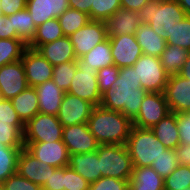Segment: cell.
Listing matches in <instances>:
<instances>
[{
  "label": "cell",
  "mask_w": 190,
  "mask_h": 190,
  "mask_svg": "<svg viewBox=\"0 0 190 190\" xmlns=\"http://www.w3.org/2000/svg\"><path fill=\"white\" fill-rule=\"evenodd\" d=\"M146 93L133 66L119 68L116 81L102 94L100 106L120 111L133 121Z\"/></svg>",
  "instance_id": "1"
},
{
  "label": "cell",
  "mask_w": 190,
  "mask_h": 190,
  "mask_svg": "<svg viewBox=\"0 0 190 190\" xmlns=\"http://www.w3.org/2000/svg\"><path fill=\"white\" fill-rule=\"evenodd\" d=\"M87 124L99 145L126 144L133 127V121L120 111L102 106L94 107Z\"/></svg>",
  "instance_id": "2"
},
{
  "label": "cell",
  "mask_w": 190,
  "mask_h": 190,
  "mask_svg": "<svg viewBox=\"0 0 190 190\" xmlns=\"http://www.w3.org/2000/svg\"><path fill=\"white\" fill-rule=\"evenodd\" d=\"M142 24H148L160 37L163 29L183 20L187 13L176 0H151L136 11Z\"/></svg>",
  "instance_id": "3"
},
{
  "label": "cell",
  "mask_w": 190,
  "mask_h": 190,
  "mask_svg": "<svg viewBox=\"0 0 190 190\" xmlns=\"http://www.w3.org/2000/svg\"><path fill=\"white\" fill-rule=\"evenodd\" d=\"M126 147L133 167H148L157 161L167 148L149 128L132 127Z\"/></svg>",
  "instance_id": "4"
},
{
  "label": "cell",
  "mask_w": 190,
  "mask_h": 190,
  "mask_svg": "<svg viewBox=\"0 0 190 190\" xmlns=\"http://www.w3.org/2000/svg\"><path fill=\"white\" fill-rule=\"evenodd\" d=\"M102 177L129 180L133 172V163L125 144L99 145L97 150Z\"/></svg>",
  "instance_id": "5"
},
{
  "label": "cell",
  "mask_w": 190,
  "mask_h": 190,
  "mask_svg": "<svg viewBox=\"0 0 190 190\" xmlns=\"http://www.w3.org/2000/svg\"><path fill=\"white\" fill-rule=\"evenodd\" d=\"M75 62L77 70L67 92L94 106H100L102 95L98 89L97 70L86 67V63L80 58H77Z\"/></svg>",
  "instance_id": "6"
},
{
  "label": "cell",
  "mask_w": 190,
  "mask_h": 190,
  "mask_svg": "<svg viewBox=\"0 0 190 190\" xmlns=\"http://www.w3.org/2000/svg\"><path fill=\"white\" fill-rule=\"evenodd\" d=\"M133 67L146 92L164 93L169 75L162 66L160 57L142 54Z\"/></svg>",
  "instance_id": "7"
},
{
  "label": "cell",
  "mask_w": 190,
  "mask_h": 190,
  "mask_svg": "<svg viewBox=\"0 0 190 190\" xmlns=\"http://www.w3.org/2000/svg\"><path fill=\"white\" fill-rule=\"evenodd\" d=\"M63 126L55 115L38 113L25 124L23 142L62 140Z\"/></svg>",
  "instance_id": "8"
},
{
  "label": "cell",
  "mask_w": 190,
  "mask_h": 190,
  "mask_svg": "<svg viewBox=\"0 0 190 190\" xmlns=\"http://www.w3.org/2000/svg\"><path fill=\"white\" fill-rule=\"evenodd\" d=\"M170 113L164 93L147 92L133 126L151 129Z\"/></svg>",
  "instance_id": "9"
},
{
  "label": "cell",
  "mask_w": 190,
  "mask_h": 190,
  "mask_svg": "<svg viewBox=\"0 0 190 190\" xmlns=\"http://www.w3.org/2000/svg\"><path fill=\"white\" fill-rule=\"evenodd\" d=\"M24 148L40 162L59 168L67 167L70 154L62 140L53 142H23Z\"/></svg>",
  "instance_id": "10"
},
{
  "label": "cell",
  "mask_w": 190,
  "mask_h": 190,
  "mask_svg": "<svg viewBox=\"0 0 190 190\" xmlns=\"http://www.w3.org/2000/svg\"><path fill=\"white\" fill-rule=\"evenodd\" d=\"M68 37L74 47L76 58L82 57L108 38L104 21L97 20H90Z\"/></svg>",
  "instance_id": "11"
},
{
  "label": "cell",
  "mask_w": 190,
  "mask_h": 190,
  "mask_svg": "<svg viewBox=\"0 0 190 190\" xmlns=\"http://www.w3.org/2000/svg\"><path fill=\"white\" fill-rule=\"evenodd\" d=\"M94 107L92 103L65 92L57 119L63 127L87 123Z\"/></svg>",
  "instance_id": "12"
},
{
  "label": "cell",
  "mask_w": 190,
  "mask_h": 190,
  "mask_svg": "<svg viewBox=\"0 0 190 190\" xmlns=\"http://www.w3.org/2000/svg\"><path fill=\"white\" fill-rule=\"evenodd\" d=\"M62 141L70 155L92 153L99 146L87 123L63 127Z\"/></svg>",
  "instance_id": "13"
},
{
  "label": "cell",
  "mask_w": 190,
  "mask_h": 190,
  "mask_svg": "<svg viewBox=\"0 0 190 190\" xmlns=\"http://www.w3.org/2000/svg\"><path fill=\"white\" fill-rule=\"evenodd\" d=\"M21 60L28 86L36 87L52 79L54 66L37 50L27 47Z\"/></svg>",
  "instance_id": "14"
},
{
  "label": "cell",
  "mask_w": 190,
  "mask_h": 190,
  "mask_svg": "<svg viewBox=\"0 0 190 190\" xmlns=\"http://www.w3.org/2000/svg\"><path fill=\"white\" fill-rule=\"evenodd\" d=\"M28 87L22 60L0 67V97L11 100Z\"/></svg>",
  "instance_id": "15"
},
{
  "label": "cell",
  "mask_w": 190,
  "mask_h": 190,
  "mask_svg": "<svg viewBox=\"0 0 190 190\" xmlns=\"http://www.w3.org/2000/svg\"><path fill=\"white\" fill-rule=\"evenodd\" d=\"M108 38L114 65L118 68L133 66L143 54L135 35L110 36Z\"/></svg>",
  "instance_id": "16"
},
{
  "label": "cell",
  "mask_w": 190,
  "mask_h": 190,
  "mask_svg": "<svg viewBox=\"0 0 190 190\" xmlns=\"http://www.w3.org/2000/svg\"><path fill=\"white\" fill-rule=\"evenodd\" d=\"M164 95L170 112H190V79L179 74L169 76Z\"/></svg>",
  "instance_id": "17"
},
{
  "label": "cell",
  "mask_w": 190,
  "mask_h": 190,
  "mask_svg": "<svg viewBox=\"0 0 190 190\" xmlns=\"http://www.w3.org/2000/svg\"><path fill=\"white\" fill-rule=\"evenodd\" d=\"M56 167L40 162L25 148H22L17 158L16 172L29 181L43 187Z\"/></svg>",
  "instance_id": "18"
},
{
  "label": "cell",
  "mask_w": 190,
  "mask_h": 190,
  "mask_svg": "<svg viewBox=\"0 0 190 190\" xmlns=\"http://www.w3.org/2000/svg\"><path fill=\"white\" fill-rule=\"evenodd\" d=\"M68 8V0H27L26 4L36 27L47 20L58 18Z\"/></svg>",
  "instance_id": "19"
},
{
  "label": "cell",
  "mask_w": 190,
  "mask_h": 190,
  "mask_svg": "<svg viewBox=\"0 0 190 190\" xmlns=\"http://www.w3.org/2000/svg\"><path fill=\"white\" fill-rule=\"evenodd\" d=\"M107 37L135 35L136 28L142 23L135 11L120 8L105 21Z\"/></svg>",
  "instance_id": "20"
},
{
  "label": "cell",
  "mask_w": 190,
  "mask_h": 190,
  "mask_svg": "<svg viewBox=\"0 0 190 190\" xmlns=\"http://www.w3.org/2000/svg\"><path fill=\"white\" fill-rule=\"evenodd\" d=\"M34 88L38 97L39 113L57 116L65 92L52 79Z\"/></svg>",
  "instance_id": "21"
},
{
  "label": "cell",
  "mask_w": 190,
  "mask_h": 190,
  "mask_svg": "<svg viewBox=\"0 0 190 190\" xmlns=\"http://www.w3.org/2000/svg\"><path fill=\"white\" fill-rule=\"evenodd\" d=\"M36 50L53 66L77 59L74 47L67 36H63L51 43L42 44Z\"/></svg>",
  "instance_id": "22"
},
{
  "label": "cell",
  "mask_w": 190,
  "mask_h": 190,
  "mask_svg": "<svg viewBox=\"0 0 190 190\" xmlns=\"http://www.w3.org/2000/svg\"><path fill=\"white\" fill-rule=\"evenodd\" d=\"M68 166L81 175L89 184L102 177L97 151L70 155Z\"/></svg>",
  "instance_id": "23"
},
{
  "label": "cell",
  "mask_w": 190,
  "mask_h": 190,
  "mask_svg": "<svg viewBox=\"0 0 190 190\" xmlns=\"http://www.w3.org/2000/svg\"><path fill=\"white\" fill-rule=\"evenodd\" d=\"M135 38L141 47L144 55L160 57L167 42L160 37L148 24H140L136 28Z\"/></svg>",
  "instance_id": "24"
},
{
  "label": "cell",
  "mask_w": 190,
  "mask_h": 190,
  "mask_svg": "<svg viewBox=\"0 0 190 190\" xmlns=\"http://www.w3.org/2000/svg\"><path fill=\"white\" fill-rule=\"evenodd\" d=\"M151 130L167 149L174 150L180 144L177 113L170 112Z\"/></svg>",
  "instance_id": "25"
},
{
  "label": "cell",
  "mask_w": 190,
  "mask_h": 190,
  "mask_svg": "<svg viewBox=\"0 0 190 190\" xmlns=\"http://www.w3.org/2000/svg\"><path fill=\"white\" fill-rule=\"evenodd\" d=\"M129 190H164V179L151 166L133 167Z\"/></svg>",
  "instance_id": "26"
},
{
  "label": "cell",
  "mask_w": 190,
  "mask_h": 190,
  "mask_svg": "<svg viewBox=\"0 0 190 190\" xmlns=\"http://www.w3.org/2000/svg\"><path fill=\"white\" fill-rule=\"evenodd\" d=\"M13 107L24 124L39 113L36 89L28 86L24 91L11 99Z\"/></svg>",
  "instance_id": "27"
},
{
  "label": "cell",
  "mask_w": 190,
  "mask_h": 190,
  "mask_svg": "<svg viewBox=\"0 0 190 190\" xmlns=\"http://www.w3.org/2000/svg\"><path fill=\"white\" fill-rule=\"evenodd\" d=\"M80 59L86 63V67L94 68L97 71L114 65L109 38L97 44L88 53L80 57Z\"/></svg>",
  "instance_id": "28"
},
{
  "label": "cell",
  "mask_w": 190,
  "mask_h": 190,
  "mask_svg": "<svg viewBox=\"0 0 190 190\" xmlns=\"http://www.w3.org/2000/svg\"><path fill=\"white\" fill-rule=\"evenodd\" d=\"M7 17L17 33V39L28 45L33 40L37 28L29 11L25 8Z\"/></svg>",
  "instance_id": "29"
},
{
  "label": "cell",
  "mask_w": 190,
  "mask_h": 190,
  "mask_svg": "<svg viewBox=\"0 0 190 190\" xmlns=\"http://www.w3.org/2000/svg\"><path fill=\"white\" fill-rule=\"evenodd\" d=\"M189 53L188 50L181 48L178 45L167 44L160 56L162 66L166 73L169 76L179 74Z\"/></svg>",
  "instance_id": "30"
},
{
  "label": "cell",
  "mask_w": 190,
  "mask_h": 190,
  "mask_svg": "<svg viewBox=\"0 0 190 190\" xmlns=\"http://www.w3.org/2000/svg\"><path fill=\"white\" fill-rule=\"evenodd\" d=\"M163 30L167 44L178 45L190 52V15Z\"/></svg>",
  "instance_id": "31"
},
{
  "label": "cell",
  "mask_w": 190,
  "mask_h": 190,
  "mask_svg": "<svg viewBox=\"0 0 190 190\" xmlns=\"http://www.w3.org/2000/svg\"><path fill=\"white\" fill-rule=\"evenodd\" d=\"M63 36L64 34L58 19L53 18L37 26L33 40L27 45V47L36 50L40 45L51 43Z\"/></svg>",
  "instance_id": "32"
},
{
  "label": "cell",
  "mask_w": 190,
  "mask_h": 190,
  "mask_svg": "<svg viewBox=\"0 0 190 190\" xmlns=\"http://www.w3.org/2000/svg\"><path fill=\"white\" fill-rule=\"evenodd\" d=\"M24 129L25 124L22 121L0 120V144L8 147H24Z\"/></svg>",
  "instance_id": "33"
},
{
  "label": "cell",
  "mask_w": 190,
  "mask_h": 190,
  "mask_svg": "<svg viewBox=\"0 0 190 190\" xmlns=\"http://www.w3.org/2000/svg\"><path fill=\"white\" fill-rule=\"evenodd\" d=\"M64 36H70L90 21L88 14L79 10L68 8L58 18Z\"/></svg>",
  "instance_id": "34"
},
{
  "label": "cell",
  "mask_w": 190,
  "mask_h": 190,
  "mask_svg": "<svg viewBox=\"0 0 190 190\" xmlns=\"http://www.w3.org/2000/svg\"><path fill=\"white\" fill-rule=\"evenodd\" d=\"M22 148L0 144V185L16 172L17 158Z\"/></svg>",
  "instance_id": "35"
},
{
  "label": "cell",
  "mask_w": 190,
  "mask_h": 190,
  "mask_svg": "<svg viewBox=\"0 0 190 190\" xmlns=\"http://www.w3.org/2000/svg\"><path fill=\"white\" fill-rule=\"evenodd\" d=\"M26 48L21 39H0V67L20 60Z\"/></svg>",
  "instance_id": "36"
},
{
  "label": "cell",
  "mask_w": 190,
  "mask_h": 190,
  "mask_svg": "<svg viewBox=\"0 0 190 190\" xmlns=\"http://www.w3.org/2000/svg\"><path fill=\"white\" fill-rule=\"evenodd\" d=\"M77 70L75 61H68L54 66L52 80L64 92H67Z\"/></svg>",
  "instance_id": "37"
},
{
  "label": "cell",
  "mask_w": 190,
  "mask_h": 190,
  "mask_svg": "<svg viewBox=\"0 0 190 190\" xmlns=\"http://www.w3.org/2000/svg\"><path fill=\"white\" fill-rule=\"evenodd\" d=\"M190 188V166L178 165L174 172L164 179V190Z\"/></svg>",
  "instance_id": "38"
},
{
  "label": "cell",
  "mask_w": 190,
  "mask_h": 190,
  "mask_svg": "<svg viewBox=\"0 0 190 190\" xmlns=\"http://www.w3.org/2000/svg\"><path fill=\"white\" fill-rule=\"evenodd\" d=\"M178 166L175 150L166 149L151 165L152 169L163 179L171 175Z\"/></svg>",
  "instance_id": "39"
},
{
  "label": "cell",
  "mask_w": 190,
  "mask_h": 190,
  "mask_svg": "<svg viewBox=\"0 0 190 190\" xmlns=\"http://www.w3.org/2000/svg\"><path fill=\"white\" fill-rule=\"evenodd\" d=\"M121 8V0H93L91 20L105 21Z\"/></svg>",
  "instance_id": "40"
},
{
  "label": "cell",
  "mask_w": 190,
  "mask_h": 190,
  "mask_svg": "<svg viewBox=\"0 0 190 190\" xmlns=\"http://www.w3.org/2000/svg\"><path fill=\"white\" fill-rule=\"evenodd\" d=\"M0 188L2 190H42L41 186L22 177L17 172L5 180Z\"/></svg>",
  "instance_id": "41"
},
{
  "label": "cell",
  "mask_w": 190,
  "mask_h": 190,
  "mask_svg": "<svg viewBox=\"0 0 190 190\" xmlns=\"http://www.w3.org/2000/svg\"><path fill=\"white\" fill-rule=\"evenodd\" d=\"M118 74L119 68L115 65H110L97 71L98 89L101 95L116 81Z\"/></svg>",
  "instance_id": "42"
},
{
  "label": "cell",
  "mask_w": 190,
  "mask_h": 190,
  "mask_svg": "<svg viewBox=\"0 0 190 190\" xmlns=\"http://www.w3.org/2000/svg\"><path fill=\"white\" fill-rule=\"evenodd\" d=\"M90 184L69 166L64 167V190H89Z\"/></svg>",
  "instance_id": "43"
},
{
  "label": "cell",
  "mask_w": 190,
  "mask_h": 190,
  "mask_svg": "<svg viewBox=\"0 0 190 190\" xmlns=\"http://www.w3.org/2000/svg\"><path fill=\"white\" fill-rule=\"evenodd\" d=\"M89 190H129V181L112 177H101L90 184Z\"/></svg>",
  "instance_id": "44"
},
{
  "label": "cell",
  "mask_w": 190,
  "mask_h": 190,
  "mask_svg": "<svg viewBox=\"0 0 190 190\" xmlns=\"http://www.w3.org/2000/svg\"><path fill=\"white\" fill-rule=\"evenodd\" d=\"M177 125L180 143L190 145V112L177 113Z\"/></svg>",
  "instance_id": "45"
},
{
  "label": "cell",
  "mask_w": 190,
  "mask_h": 190,
  "mask_svg": "<svg viewBox=\"0 0 190 190\" xmlns=\"http://www.w3.org/2000/svg\"><path fill=\"white\" fill-rule=\"evenodd\" d=\"M42 190H64V167H59L51 173Z\"/></svg>",
  "instance_id": "46"
},
{
  "label": "cell",
  "mask_w": 190,
  "mask_h": 190,
  "mask_svg": "<svg viewBox=\"0 0 190 190\" xmlns=\"http://www.w3.org/2000/svg\"><path fill=\"white\" fill-rule=\"evenodd\" d=\"M0 120L22 121L15 111L11 100L0 98Z\"/></svg>",
  "instance_id": "47"
},
{
  "label": "cell",
  "mask_w": 190,
  "mask_h": 190,
  "mask_svg": "<svg viewBox=\"0 0 190 190\" xmlns=\"http://www.w3.org/2000/svg\"><path fill=\"white\" fill-rule=\"evenodd\" d=\"M27 0H0L2 14L10 16L26 8Z\"/></svg>",
  "instance_id": "48"
},
{
  "label": "cell",
  "mask_w": 190,
  "mask_h": 190,
  "mask_svg": "<svg viewBox=\"0 0 190 190\" xmlns=\"http://www.w3.org/2000/svg\"><path fill=\"white\" fill-rule=\"evenodd\" d=\"M17 38L16 31L12 28L11 21L5 15H0V39Z\"/></svg>",
  "instance_id": "49"
},
{
  "label": "cell",
  "mask_w": 190,
  "mask_h": 190,
  "mask_svg": "<svg viewBox=\"0 0 190 190\" xmlns=\"http://www.w3.org/2000/svg\"><path fill=\"white\" fill-rule=\"evenodd\" d=\"M174 150L178 158V165L190 166V145L180 143Z\"/></svg>",
  "instance_id": "50"
},
{
  "label": "cell",
  "mask_w": 190,
  "mask_h": 190,
  "mask_svg": "<svg viewBox=\"0 0 190 190\" xmlns=\"http://www.w3.org/2000/svg\"><path fill=\"white\" fill-rule=\"evenodd\" d=\"M69 7L88 14L91 20V5L93 0H68Z\"/></svg>",
  "instance_id": "51"
},
{
  "label": "cell",
  "mask_w": 190,
  "mask_h": 190,
  "mask_svg": "<svg viewBox=\"0 0 190 190\" xmlns=\"http://www.w3.org/2000/svg\"><path fill=\"white\" fill-rule=\"evenodd\" d=\"M149 1L151 0H121V7L136 12Z\"/></svg>",
  "instance_id": "52"
},
{
  "label": "cell",
  "mask_w": 190,
  "mask_h": 190,
  "mask_svg": "<svg viewBox=\"0 0 190 190\" xmlns=\"http://www.w3.org/2000/svg\"><path fill=\"white\" fill-rule=\"evenodd\" d=\"M179 75L182 76L183 78L190 79V53L184 62Z\"/></svg>",
  "instance_id": "53"
},
{
  "label": "cell",
  "mask_w": 190,
  "mask_h": 190,
  "mask_svg": "<svg viewBox=\"0 0 190 190\" xmlns=\"http://www.w3.org/2000/svg\"><path fill=\"white\" fill-rule=\"evenodd\" d=\"M183 10L190 15V0H176Z\"/></svg>",
  "instance_id": "54"
},
{
  "label": "cell",
  "mask_w": 190,
  "mask_h": 190,
  "mask_svg": "<svg viewBox=\"0 0 190 190\" xmlns=\"http://www.w3.org/2000/svg\"><path fill=\"white\" fill-rule=\"evenodd\" d=\"M0 15H2V9H1V5H0Z\"/></svg>",
  "instance_id": "55"
}]
</instances>
